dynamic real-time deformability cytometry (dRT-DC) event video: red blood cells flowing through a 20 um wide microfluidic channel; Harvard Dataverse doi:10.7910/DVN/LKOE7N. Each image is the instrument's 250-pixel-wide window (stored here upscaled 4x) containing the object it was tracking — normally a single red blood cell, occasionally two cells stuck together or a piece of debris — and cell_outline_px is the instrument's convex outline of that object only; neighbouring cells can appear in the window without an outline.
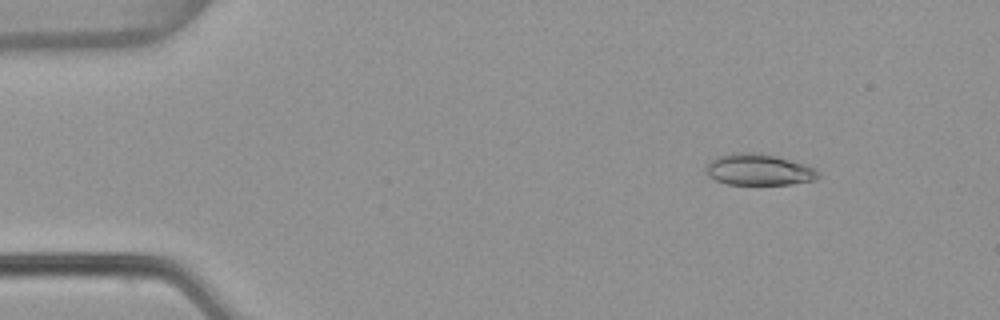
{"species": "common noctule bat (a hibernating species)", "species_latin": "Nyctalus noctula", "temperature_condition": "warm", "stored_images_in_passage": 53, "camera_frame_rate_fps": 3000, "um_per_image_px": 0.085, "animal": {"sex": "female", "body_mass_g": 22.7, "forearm_length_mm": 54.2}, "frame": {"image": 1, "passage_image": 7, "time_ms": 2.0, "image_size_px": [1000, 320], "cell_outline_px": [[820, 176], [816, 180], [792, 184], [728, 184], [716, 180], [708, 176], [708, 160], [716, 156], [736, 152], [752, 152], [776, 156], [804, 164], [816, 168], [820, 172]], "centroid_in_image_um": [64.52, 14.42], "position_along_channel_um": 20.5, "area_um2": 20.52}}
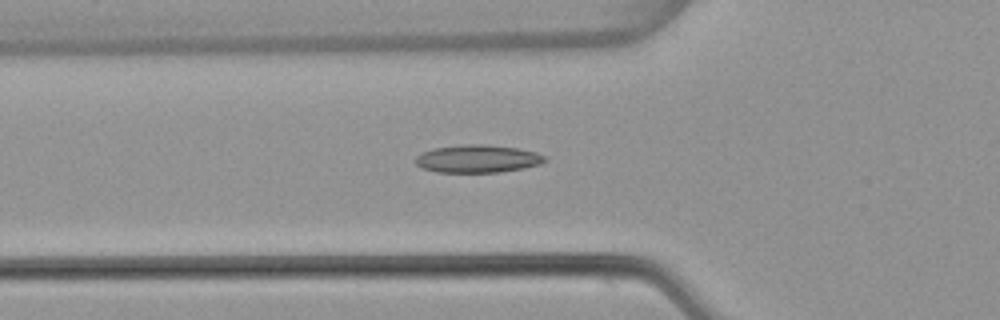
{"frame": {"image": 2, "passage_image": 19, "time_ms": 6.0, "image_size_px": [1000, 320], "cell_outline_px": [[548, 160], [540, 164], [524, 168], [500, 172], [436, 172], [424, 168], [416, 164], [416, 156], [420, 152], [432, 148], [464, 144], [484, 144], [516, 148], [536, 152], [548, 156]], "centroid_in_image_um": [40.61, 13.49], "position_along_channel_um": 85.2, "area_um2": 21.1}}
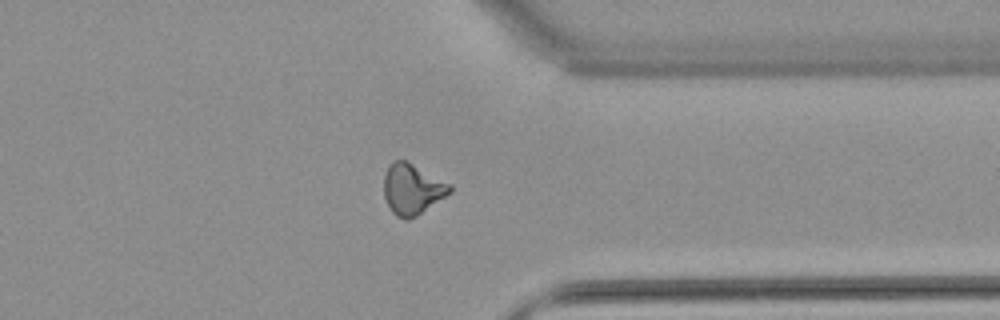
{"frame": {"image": 3, "passage_image": 42, "time_ms": 13.667, "image_size_px": [1000, 320], "cell_outline_px": [[452, 192], [416, 216], [408, 220], [404, 220], [396, 216], [392, 212], [384, 196], [384, 176], [392, 160], [408, 160], [452, 184]], "centroid_in_image_um": [35.06, 16.06], "position_along_channel_um": 376.3, "area_um2": 19.71}, "authors_computed_cell_mechanics": {"area_um2": 19.652, "velocity_mm_per_s": 3.8543, "shape_relaxation_time_tau1_ms": null, "shape_relaxation_time_tau2_ms": 3.1358, "deformation_change_tau1": null, "deformation_change_tau2": 0.1128}}